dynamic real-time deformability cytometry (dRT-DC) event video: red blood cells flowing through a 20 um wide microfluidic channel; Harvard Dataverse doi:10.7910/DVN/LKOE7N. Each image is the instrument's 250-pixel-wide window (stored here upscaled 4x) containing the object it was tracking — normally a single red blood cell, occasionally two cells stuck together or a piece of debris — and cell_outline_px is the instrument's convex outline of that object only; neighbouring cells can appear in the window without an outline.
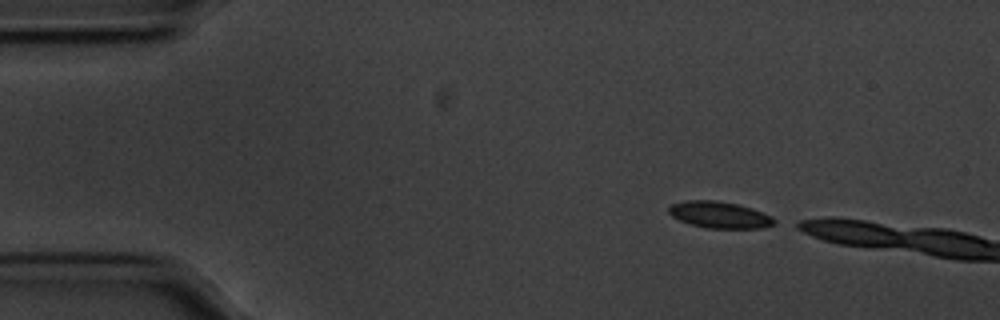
{"species": "common noctule bat (a hibernating species)", "species_latin": "Nyctalus noctula", "temperature_condition": "cold", "stored_images_in_passage": 9, "camera_frame_rate_fps": 3000, "um_per_image_px": 0.085, "animal": {"sex": "male", "body_mass_g": 20.1, "forearm_length_mm": 53.5}, "frame": {"image": 1, "passage_image": 1, "time_ms": 0.0, "image_size_px": [1000, 320], "cell_outline_px": [[776, 224], [764, 228], [708, 228], [692, 224], [680, 220], [672, 216], [668, 212], [668, 208], [672, 204], [688, 200], [716, 200], [736, 204], [752, 208], [772, 216], [776, 220]], "centroid_in_image_um": [61.2, 18.26], "position_along_channel_um": 23.8, "area_um2": 16.3}}